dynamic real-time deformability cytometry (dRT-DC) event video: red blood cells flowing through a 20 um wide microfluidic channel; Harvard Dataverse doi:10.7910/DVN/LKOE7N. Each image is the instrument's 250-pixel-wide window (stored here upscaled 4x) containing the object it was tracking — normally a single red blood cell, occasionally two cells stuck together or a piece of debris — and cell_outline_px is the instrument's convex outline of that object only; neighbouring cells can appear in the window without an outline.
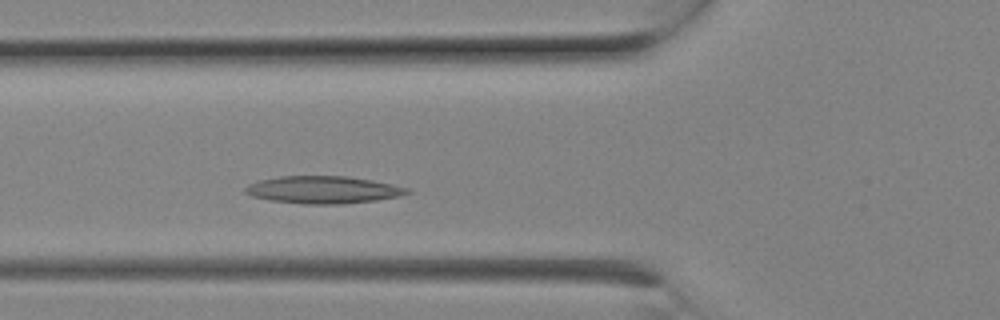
{"species": "Egyptian fruit bat (a non-hibernating species)", "species_latin": "Rousettus aegyptiacus", "temperature_condition": "room temperature", "stored_images_in_passage": 5, "camera_frame_rate_fps": 3000, "um_per_image_px": 0.085, "animal": {"sex": "female"}, "frame": {"image": 1, "passage_image": 5, "time_ms": 1.333, "image_size_px": [1000, 320], "cell_outline_px": [[412, 192], [400, 196], [376, 200], [340, 204], [304, 204], [268, 200], [252, 196], [244, 192], [244, 188], [248, 184], [260, 180], [280, 176], [348, 176], [372, 180], [392, 184], [408, 188]], "centroid_in_image_um": [27.46, 16.13], "position_along_channel_um": 98.3, "area_um2": 25.89}}